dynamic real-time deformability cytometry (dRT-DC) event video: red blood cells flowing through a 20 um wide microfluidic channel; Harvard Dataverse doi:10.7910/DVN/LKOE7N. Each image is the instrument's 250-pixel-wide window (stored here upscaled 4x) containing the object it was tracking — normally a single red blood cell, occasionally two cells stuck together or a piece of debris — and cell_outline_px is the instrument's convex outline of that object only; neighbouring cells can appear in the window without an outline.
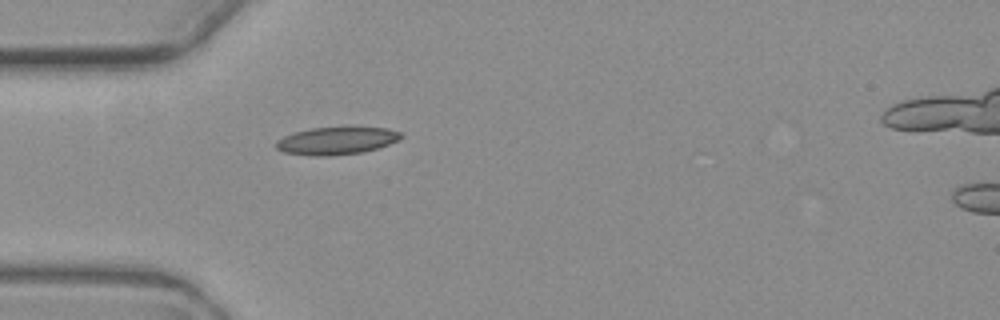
{"species": "common noctule bat (a hibernating species)", "species_latin": "Nyctalus noctula", "temperature_condition": "warm", "stored_images_in_passage": 1, "camera_frame_rate_fps": 3000, "um_per_image_px": 0.085, "animal": {"sex": "female", "body_mass_g": 19.3, "forearm_length_mm": 54.1}, "frame": {"image": 1, "passage_image": 1, "time_ms": 0.0, "image_size_px": [1000, 320], "cell_outline_px": [[404, 136], [388, 144], [376, 148], [360, 152], [328, 156], [312, 156], [284, 152], [276, 148], [276, 140], [284, 136], [296, 132], [312, 128], [344, 124], [352, 124], [388, 128], [400, 132]], "centroid_in_image_um": [28.63, 11.9], "position_along_channel_um": 56.4, "area_um2": 20.81}}